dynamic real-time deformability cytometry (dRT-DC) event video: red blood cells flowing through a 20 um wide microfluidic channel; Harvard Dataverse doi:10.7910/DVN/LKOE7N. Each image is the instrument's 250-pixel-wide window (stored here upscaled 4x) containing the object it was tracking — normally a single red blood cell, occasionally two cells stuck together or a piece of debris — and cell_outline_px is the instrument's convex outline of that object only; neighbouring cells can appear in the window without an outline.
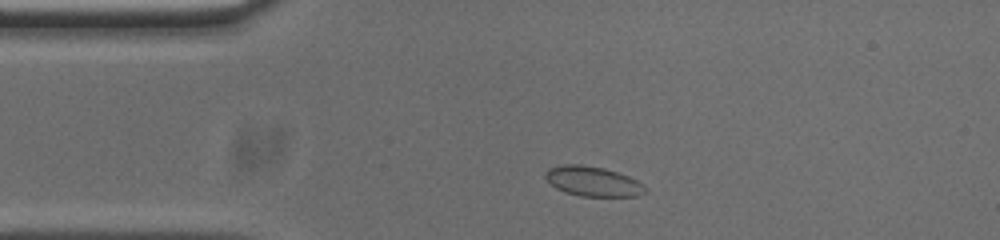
{"species": "common noctule bat (a hibernating species)", "species_latin": "Nyctalus noctula", "temperature_condition": "cold", "stored_images_in_passage": 47, "camera_frame_rate_fps": 3000, "um_per_image_px": 0.085, "animal": {"sex": "male", "body_mass_g": 20.0, "forearm_length_mm": 53.3}, "frame": {"image": 1, "passage_image": 4, "time_ms": 1.0, "image_size_px": [1000, 240], "cell_outline_px": [[648, 192], [636, 196], [580, 196], [564, 192], [556, 188], [544, 176], [544, 172], [548, 168], [564, 164], [580, 164], [604, 168], [628, 176], [644, 184], [648, 188]], "centroid_in_image_um": [50.41, 15.42], "position_along_channel_um": 34.6, "area_um2": 17.46}}
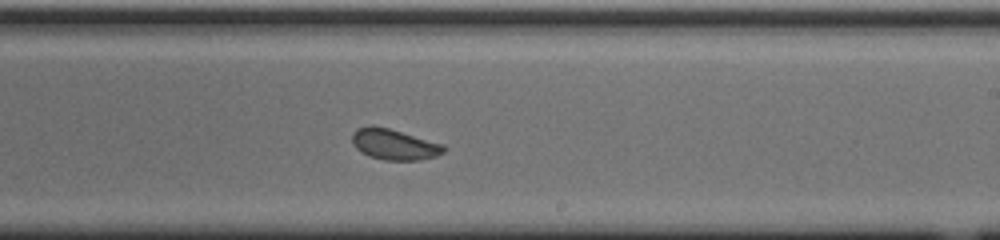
{"frame": {"image": 2, "passage_image": 24, "time_ms": 7.667, "image_size_px": [1000, 240], "cell_outline_px": [[448, 148], [444, 152], [436, 156], [420, 160], [384, 160], [368, 156], [360, 152], [352, 144], [352, 132], [356, 128], [372, 124], [388, 128], [444, 144]], "centroid_in_image_um": [33.49, 12.27], "position_along_channel_um": 255.5, "area_um2": 16.7}}
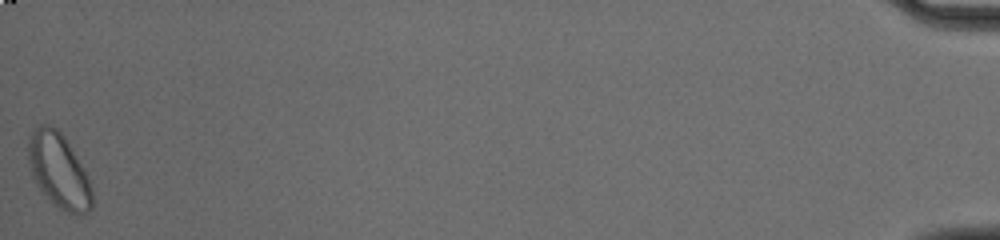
{"frame": {"image": 3, "passage_image": 47, "time_ms": 15.333, "image_size_px": [1000, 240], "cell_outline_px": [[92, 208], [88, 212], [80, 216], [76, 216], [60, 208], [36, 184], [32, 176], [28, 160], [28, 140], [32, 132], [40, 124], [48, 124], [56, 128], [64, 136], [80, 164], [92, 188]], "centroid_in_image_um": [4.99, 14.51], "position_along_channel_um": 430.2, "area_um2": 27.22}}